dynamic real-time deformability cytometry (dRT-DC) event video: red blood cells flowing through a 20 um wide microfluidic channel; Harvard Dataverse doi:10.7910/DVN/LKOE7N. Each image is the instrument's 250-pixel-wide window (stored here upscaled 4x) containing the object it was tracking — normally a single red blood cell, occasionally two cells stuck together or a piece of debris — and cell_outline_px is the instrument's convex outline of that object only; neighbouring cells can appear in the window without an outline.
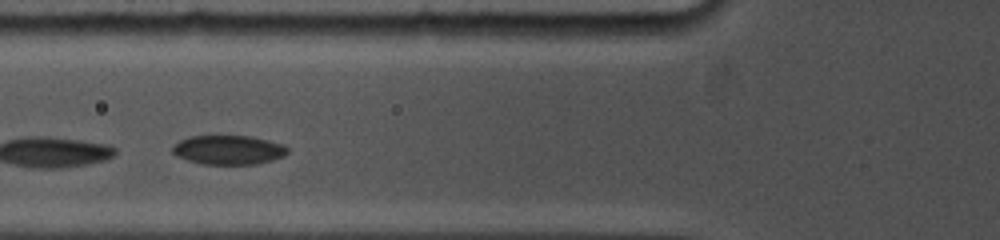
{"species": "common noctule bat (a hibernating species)", "species_latin": "Nyctalus noctula", "temperature_condition": "cold", "stored_images_in_passage": 7, "camera_frame_rate_fps": 5000, "um_per_image_px": 0.085, "animal": {"sex": "female", "body_mass_g": 19.0, "forearm_length_mm": 53.3}, "frame": {"image": 1, "passage_image": 3, "time_ms": 1.0, "image_size_px": [1000, 240], "cell_outline_px": [[288, 152], [284, 156], [272, 160], [256, 164], [204, 164], [188, 160], [176, 156], [172, 152], [172, 144], [188, 136], [248, 136], [268, 140], [284, 144], [288, 148]], "centroid_in_image_um": [19.41, 12.74], "position_along_channel_um": 106.4, "area_um2": 19.65}}
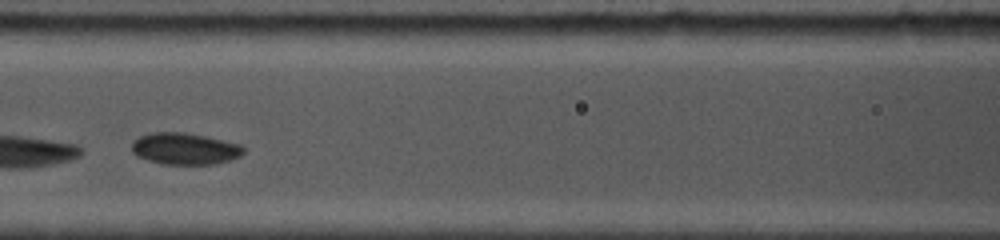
{"frame": {"image": 2, "passage_image": 6, "time_ms": 2.2, "image_size_px": [1000, 240], "cell_outline_px": [[244, 152], [240, 156], [232, 160], [216, 164], [160, 164], [136, 156], [132, 152], [132, 140], [140, 136], [152, 132], [184, 132], [208, 136], [240, 144], [244, 148]], "centroid_in_image_um": [15.71, 12.64], "position_along_channel_um": 150.9, "area_um2": 20.92}}